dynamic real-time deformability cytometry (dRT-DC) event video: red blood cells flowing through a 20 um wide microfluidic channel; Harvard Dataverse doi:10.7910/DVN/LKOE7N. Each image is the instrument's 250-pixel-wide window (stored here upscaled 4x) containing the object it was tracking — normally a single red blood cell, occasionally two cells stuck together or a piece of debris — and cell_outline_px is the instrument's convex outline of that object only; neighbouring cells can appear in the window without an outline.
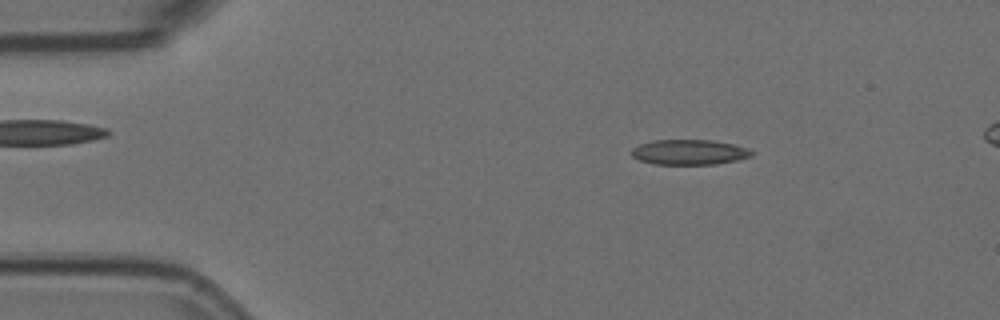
{"species": "Egyptian fruit bat (a non-hibernating species)", "species_latin": "Rousettus aegyptiacus", "temperature_condition": "room temperature", "stored_images_in_passage": 3, "camera_frame_rate_fps": 3000, "um_per_image_px": 0.085, "animal": {"sex": "female"}, "frame": {"image": 1, "passage_image": 3, "time_ms": 0.667, "image_size_px": [1000, 320], "cell_outline_px": [[756, 152], [752, 156], [736, 160], [712, 164], [656, 164], [640, 160], [632, 156], [632, 148], [640, 144], [652, 140], [712, 140], [736, 144], [748, 148]], "centroid_in_image_um": [58.63, 12.92], "position_along_channel_um": 26.4, "area_um2": 17.63}}